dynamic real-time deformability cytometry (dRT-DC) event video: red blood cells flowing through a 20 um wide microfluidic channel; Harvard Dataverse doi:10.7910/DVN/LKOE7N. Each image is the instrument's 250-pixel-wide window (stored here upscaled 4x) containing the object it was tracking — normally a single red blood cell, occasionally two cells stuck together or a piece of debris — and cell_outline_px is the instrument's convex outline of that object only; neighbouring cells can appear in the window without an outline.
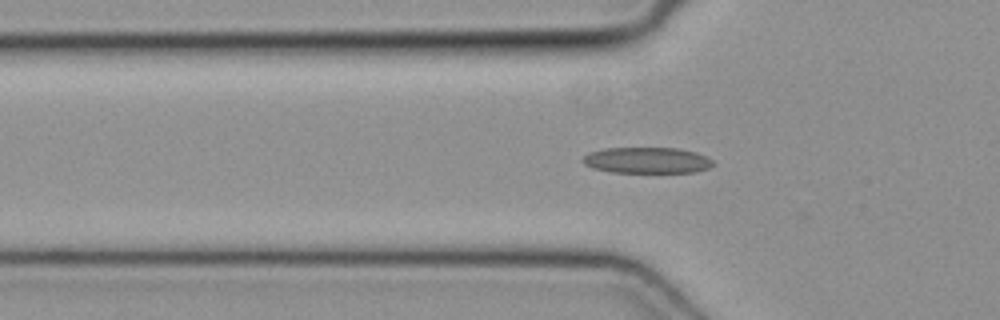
{"species": "common noctule bat (a hibernating species)", "species_latin": "Nyctalus noctula", "temperature_condition": "cold", "stored_images_in_passage": 48, "segment_of_instrument_passage": [1, 2], "camera_frame_rate_fps": 3000, "um_per_image_px": 0.085, "animal": {"sex": "female", "body_mass_g": 19.3, "forearm_length_mm": 54.1}, "frame": {"image": 1, "passage_image": 16, "time_ms": 5.0, "image_size_px": [1000, 320], "cell_outline_px": [[716, 164], [708, 168], [696, 172], [608, 172], [592, 168], [584, 164], [580, 160], [588, 152], [604, 148], [676, 148], [696, 152], [712, 160]], "centroid_in_image_um": [54.95, 13.62], "position_along_channel_um": 70.8, "area_um2": 19.88}}
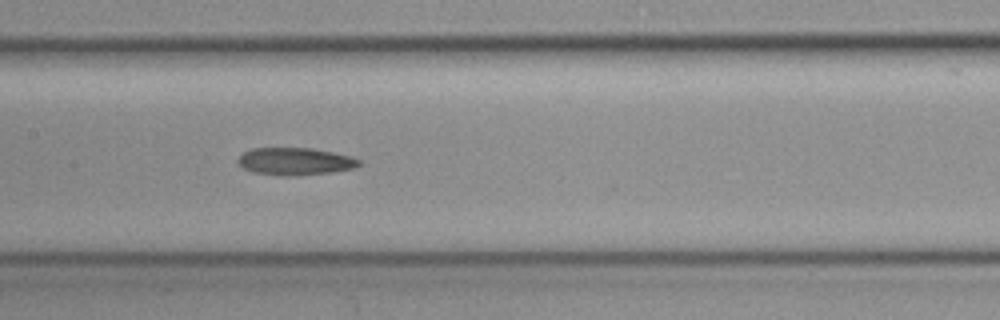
{"frame": {"image": 2, "passage_image": 24, "time_ms": 7.667, "image_size_px": [1000, 320], "cell_outline_px": [[360, 164], [356, 168], [332, 172], [296, 176], [280, 176], [252, 172], [244, 168], [236, 160], [244, 152], [252, 148], [312, 148], [332, 152], [348, 156], [360, 160]], "centroid_in_image_um": [25.07, 13.73], "position_along_channel_um": 182.3, "area_um2": 19.36}}
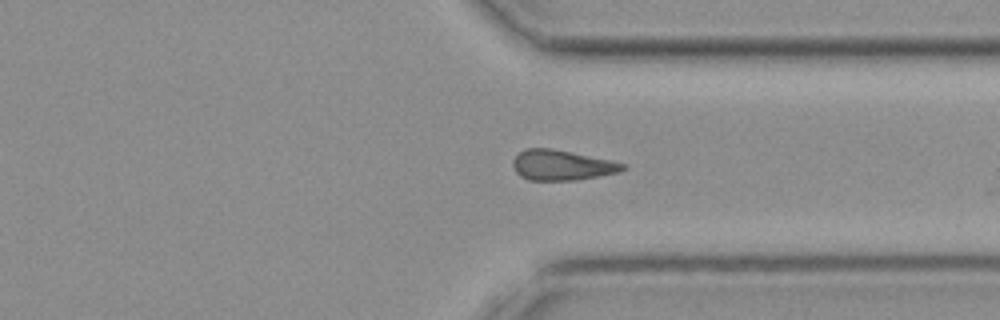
{"frame": {"image": 3, "passage_image": 37, "time_ms": 12.0, "image_size_px": [1000, 320], "cell_outline_px": [[624, 168], [620, 172], [576, 180], [528, 180], [520, 176], [516, 172], [512, 164], [512, 160], [524, 148], [552, 148], [608, 160], [624, 164]], "centroid_in_image_um": [47.69, 14.04], "position_along_channel_um": 363.7, "area_um2": 19.13}}